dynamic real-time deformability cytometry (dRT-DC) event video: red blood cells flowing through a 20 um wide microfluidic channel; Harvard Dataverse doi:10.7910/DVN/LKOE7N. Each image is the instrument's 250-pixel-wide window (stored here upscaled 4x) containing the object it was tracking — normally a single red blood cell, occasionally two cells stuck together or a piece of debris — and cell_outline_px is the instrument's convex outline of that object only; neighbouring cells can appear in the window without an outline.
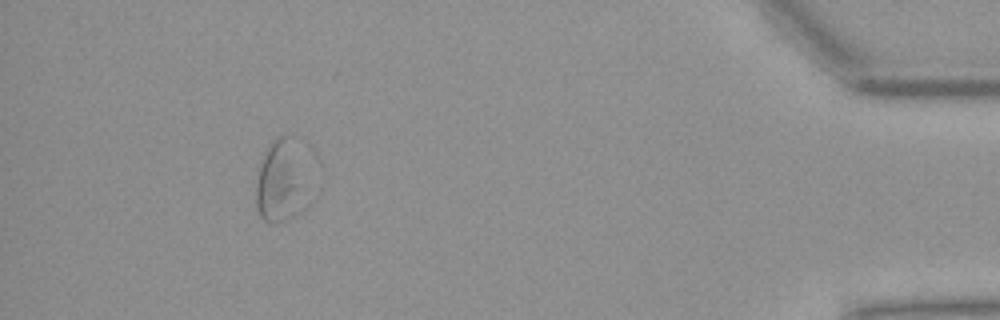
{"species": "Egyptian fruit bat (a non-hibernating species)", "species_latin": "Rousettus aegyptiacus", "temperature_condition": "warm", "stored_images_in_passage": 46, "segment_of_instrument_passage": [2, 2], "camera_frame_rate_fps": 3000, "um_per_image_px": 0.085, "animal": {"sex": "female"}, "frame": {"image": 1, "passage_image": 41, "time_ms": 13.333, "image_size_px": [1000, 320], "cell_outline_px": [[324, 180], [308, 204], [296, 216], [276, 224], [272, 224], [264, 220], [260, 216], [256, 208], [256, 184], [260, 168], [264, 156], [268, 148], [276, 136], [300, 136], [316, 152], [320, 160], [324, 172]], "centroid_in_image_um": [24.43, 15.21], "position_along_channel_um": 410.8, "area_um2": 32.02}}